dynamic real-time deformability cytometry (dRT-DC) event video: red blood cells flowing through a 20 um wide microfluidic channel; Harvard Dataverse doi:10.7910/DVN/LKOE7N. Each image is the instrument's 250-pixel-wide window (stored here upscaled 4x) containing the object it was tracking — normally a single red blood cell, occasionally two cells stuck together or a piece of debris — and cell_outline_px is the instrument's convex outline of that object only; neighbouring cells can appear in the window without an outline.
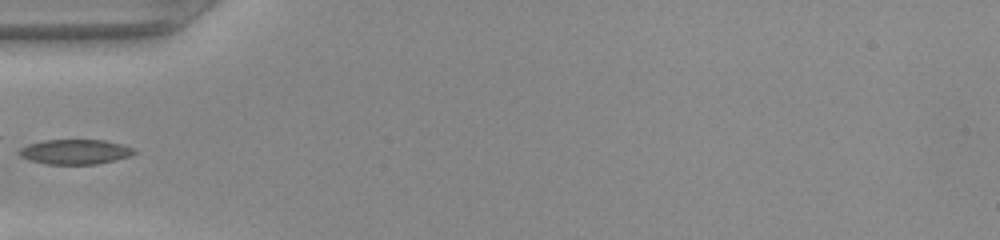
{"species": "common noctule bat (a hibernating species)", "species_latin": "Nyctalus noctula", "temperature_condition": "warm", "stored_images_in_passage": 32, "camera_frame_rate_fps": 3000, "um_per_image_px": 0.085, "animal": {"sex": "female", "body_mass_g": 22.0, "forearm_length_mm": 56.7}, "frame": {"image": 1, "passage_image": 1, "time_ms": 0.0, "image_size_px": [1000, 240], "cell_outline_px": [[136, 152], [128, 156], [96, 164], [48, 164], [32, 160], [20, 156], [20, 148], [28, 144], [44, 140], [104, 140], [136, 148]], "centroid_in_image_um": [6.39, 12.89], "position_along_channel_um": 78.6, "area_um2": 16.36}}